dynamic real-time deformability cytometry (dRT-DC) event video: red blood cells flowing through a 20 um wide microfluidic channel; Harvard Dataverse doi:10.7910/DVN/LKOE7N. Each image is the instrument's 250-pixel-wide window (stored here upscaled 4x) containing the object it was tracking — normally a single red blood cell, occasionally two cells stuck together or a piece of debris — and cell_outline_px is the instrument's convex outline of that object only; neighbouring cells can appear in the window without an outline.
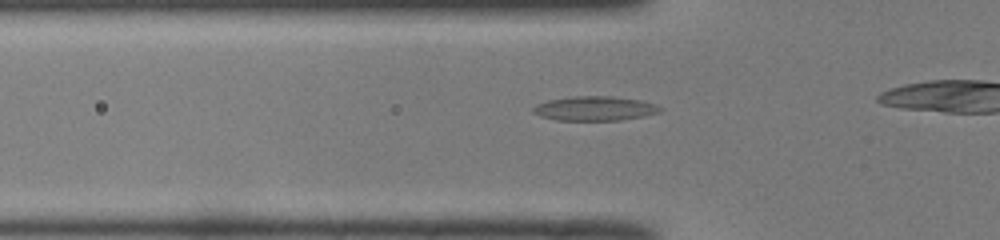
{"species": "common noctule bat (a hibernating species)", "species_latin": "Nyctalus noctula", "temperature_condition": "room temperature", "stored_images_in_passage": 30, "camera_frame_rate_fps": 3000, "um_per_image_px": 0.085, "animal": {"sex": "male", "body_mass_g": 19.0, "forearm_length_mm": 50.8}, "frame": {"image": 1, "passage_image": 6, "time_ms": 1.667, "image_size_px": [1000, 240], "cell_outline_px": [[664, 108], [660, 112], [644, 116], [620, 120], [556, 120], [540, 116], [532, 112], [532, 108], [536, 104], [548, 100], [572, 96], [612, 96], [640, 100], [656, 104]], "centroid_in_image_um": [50.56, 9.21], "position_along_channel_um": 75.2, "area_um2": 18.15}}
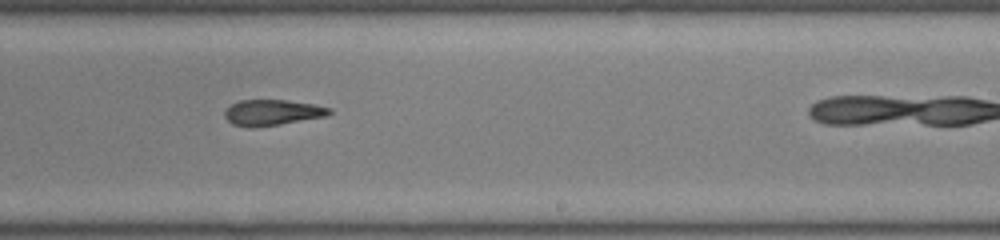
{"frame": {"image": 2, "passage_image": 20, "time_ms": 6.333, "image_size_px": [1000, 240], "cell_outline_px": [[332, 112], [328, 116], [280, 124], [252, 128], [248, 128], [232, 124], [224, 116], [224, 112], [232, 104], [240, 100], [288, 100], [312, 104], [332, 108]], "centroid_in_image_um": [23.15, 9.57], "position_along_channel_um": 265.8, "area_um2": 15.78}}
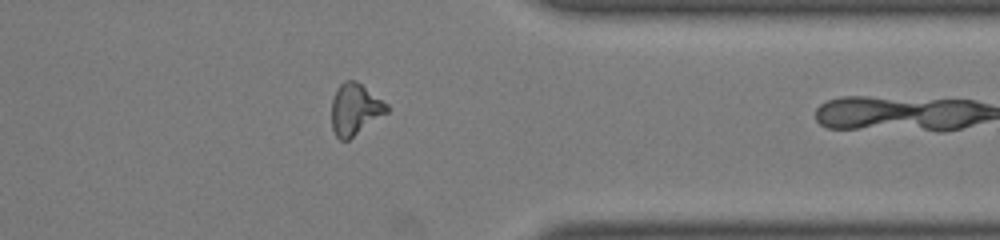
{"frame": {"image": 3, "passage_image": 29, "time_ms": 9.333, "image_size_px": [1000, 240], "cell_outline_px": [[388, 112], [348, 140], [340, 140], [336, 136], [332, 128], [332, 100], [336, 88], [344, 80], [356, 80], [388, 104]], "centroid_in_image_um": [30.17, 9.27], "position_along_channel_um": 381.2, "area_um2": 16.53}}